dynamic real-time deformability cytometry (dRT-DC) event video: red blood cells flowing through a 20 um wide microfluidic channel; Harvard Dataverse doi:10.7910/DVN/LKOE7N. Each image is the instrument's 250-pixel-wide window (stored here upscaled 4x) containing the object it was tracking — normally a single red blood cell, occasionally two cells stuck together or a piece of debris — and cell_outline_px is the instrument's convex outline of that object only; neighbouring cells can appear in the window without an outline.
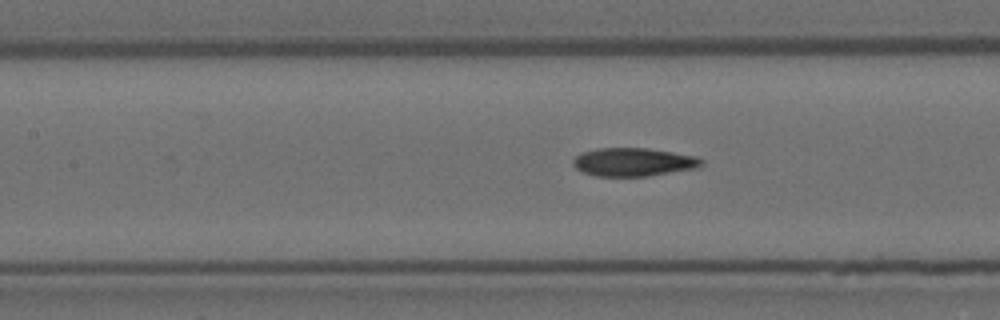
{"species": "Egyptian fruit bat (a non-hibernating species)", "species_latin": "Rousettus aegyptiacus", "temperature_condition": "room temperature", "stored_images_in_passage": 28, "camera_frame_rate_fps": 3000, "um_per_image_px": 0.085, "animal": {"sex": "female"}, "frame": {"image": 1, "passage_image": 9, "time_ms": 2.667, "image_size_px": [1000, 320], "cell_outline_px": [[704, 164], [696, 168], [648, 176], [596, 176], [584, 172], [576, 168], [572, 164], [572, 160], [580, 152], [596, 148], [648, 148], [696, 156], [704, 160]], "centroid_in_image_um": [53.83, 13.77], "position_along_channel_um": 153.6, "area_um2": 21.27}}
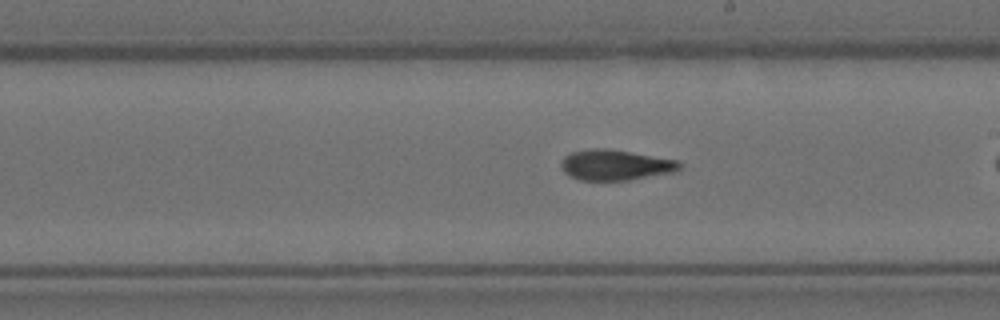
{"frame": {"image": 2, "passage_image": 16, "time_ms": 5.0, "image_size_px": [1000, 320], "cell_outline_px": [[684, 164], [680, 172], [628, 180], [580, 180], [568, 176], [564, 172], [560, 164], [564, 156], [572, 152], [592, 148], [608, 148], [676, 160]], "centroid_in_image_um": [52.35, 14.03], "position_along_channel_um": 236.6, "area_um2": 21.39}}
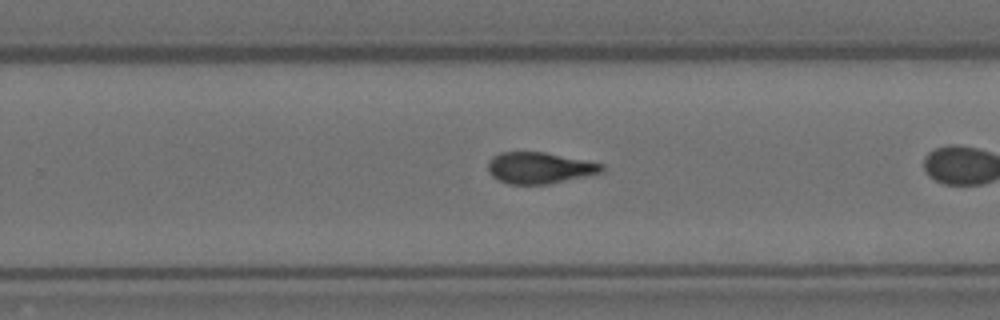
{"frame": {"image": 3, "passage_image": 20, "time_ms": 6.333, "image_size_px": [1000, 320], "cell_outline_px": [[604, 172], [548, 184], [508, 184], [492, 176], [488, 172], [488, 160], [492, 156], [500, 152], [544, 152], [604, 164]], "centroid_in_image_um": [45.84, 14.27], "position_along_channel_um": 284.0, "area_um2": 20.75}}